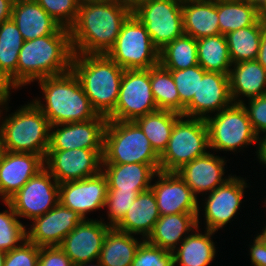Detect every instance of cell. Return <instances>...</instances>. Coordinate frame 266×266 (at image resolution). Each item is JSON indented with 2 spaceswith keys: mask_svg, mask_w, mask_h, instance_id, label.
Here are the masks:
<instances>
[{
  "mask_svg": "<svg viewBox=\"0 0 266 266\" xmlns=\"http://www.w3.org/2000/svg\"><path fill=\"white\" fill-rule=\"evenodd\" d=\"M71 70L93 109L108 117L115 110L124 69L107 54H74Z\"/></svg>",
  "mask_w": 266,
  "mask_h": 266,
  "instance_id": "obj_5",
  "label": "cell"
},
{
  "mask_svg": "<svg viewBox=\"0 0 266 266\" xmlns=\"http://www.w3.org/2000/svg\"><path fill=\"white\" fill-rule=\"evenodd\" d=\"M125 8L134 12L139 6L149 2L150 0H118Z\"/></svg>",
  "mask_w": 266,
  "mask_h": 266,
  "instance_id": "obj_50",
  "label": "cell"
},
{
  "mask_svg": "<svg viewBox=\"0 0 266 266\" xmlns=\"http://www.w3.org/2000/svg\"><path fill=\"white\" fill-rule=\"evenodd\" d=\"M211 1H215V2H223V1H238V0H211Z\"/></svg>",
  "mask_w": 266,
  "mask_h": 266,
  "instance_id": "obj_57",
  "label": "cell"
},
{
  "mask_svg": "<svg viewBox=\"0 0 266 266\" xmlns=\"http://www.w3.org/2000/svg\"><path fill=\"white\" fill-rule=\"evenodd\" d=\"M226 162L224 157L214 155L209 150L206 154L185 164L176 173L198 198L199 194L203 195L205 192L207 195L230 179L231 174L223 178Z\"/></svg>",
  "mask_w": 266,
  "mask_h": 266,
  "instance_id": "obj_22",
  "label": "cell"
},
{
  "mask_svg": "<svg viewBox=\"0 0 266 266\" xmlns=\"http://www.w3.org/2000/svg\"><path fill=\"white\" fill-rule=\"evenodd\" d=\"M4 94L3 90L0 88V98Z\"/></svg>",
  "mask_w": 266,
  "mask_h": 266,
  "instance_id": "obj_58",
  "label": "cell"
},
{
  "mask_svg": "<svg viewBox=\"0 0 266 266\" xmlns=\"http://www.w3.org/2000/svg\"><path fill=\"white\" fill-rule=\"evenodd\" d=\"M150 83L157 108L180 114V98L170 70L160 63L151 67Z\"/></svg>",
  "mask_w": 266,
  "mask_h": 266,
  "instance_id": "obj_37",
  "label": "cell"
},
{
  "mask_svg": "<svg viewBox=\"0 0 266 266\" xmlns=\"http://www.w3.org/2000/svg\"><path fill=\"white\" fill-rule=\"evenodd\" d=\"M3 204L8 210L0 212V251L7 253L27 240V226L18 220L8 201Z\"/></svg>",
  "mask_w": 266,
  "mask_h": 266,
  "instance_id": "obj_38",
  "label": "cell"
},
{
  "mask_svg": "<svg viewBox=\"0 0 266 266\" xmlns=\"http://www.w3.org/2000/svg\"><path fill=\"white\" fill-rule=\"evenodd\" d=\"M182 3L183 0H150L132 12L145 25L159 51L184 34Z\"/></svg>",
  "mask_w": 266,
  "mask_h": 266,
  "instance_id": "obj_10",
  "label": "cell"
},
{
  "mask_svg": "<svg viewBox=\"0 0 266 266\" xmlns=\"http://www.w3.org/2000/svg\"><path fill=\"white\" fill-rule=\"evenodd\" d=\"M241 1L252 3V4L259 6L262 0H241Z\"/></svg>",
  "mask_w": 266,
  "mask_h": 266,
  "instance_id": "obj_54",
  "label": "cell"
},
{
  "mask_svg": "<svg viewBox=\"0 0 266 266\" xmlns=\"http://www.w3.org/2000/svg\"><path fill=\"white\" fill-rule=\"evenodd\" d=\"M102 155L103 149L48 150L44 165L60 184L98 174L102 170Z\"/></svg>",
  "mask_w": 266,
  "mask_h": 266,
  "instance_id": "obj_13",
  "label": "cell"
},
{
  "mask_svg": "<svg viewBox=\"0 0 266 266\" xmlns=\"http://www.w3.org/2000/svg\"><path fill=\"white\" fill-rule=\"evenodd\" d=\"M180 98V114H184L185 106L192 100L199 79L206 72L199 64L183 70H170Z\"/></svg>",
  "mask_w": 266,
  "mask_h": 266,
  "instance_id": "obj_39",
  "label": "cell"
},
{
  "mask_svg": "<svg viewBox=\"0 0 266 266\" xmlns=\"http://www.w3.org/2000/svg\"><path fill=\"white\" fill-rule=\"evenodd\" d=\"M107 55L124 70L150 69L159 64V50L153 45L145 25L133 13L124 22Z\"/></svg>",
  "mask_w": 266,
  "mask_h": 266,
  "instance_id": "obj_9",
  "label": "cell"
},
{
  "mask_svg": "<svg viewBox=\"0 0 266 266\" xmlns=\"http://www.w3.org/2000/svg\"><path fill=\"white\" fill-rule=\"evenodd\" d=\"M131 14L118 0L81 2L70 28L73 53L107 54Z\"/></svg>",
  "mask_w": 266,
  "mask_h": 266,
  "instance_id": "obj_1",
  "label": "cell"
},
{
  "mask_svg": "<svg viewBox=\"0 0 266 266\" xmlns=\"http://www.w3.org/2000/svg\"><path fill=\"white\" fill-rule=\"evenodd\" d=\"M107 121L98 115L88 121L52 125L48 150L103 149Z\"/></svg>",
  "mask_w": 266,
  "mask_h": 266,
  "instance_id": "obj_15",
  "label": "cell"
},
{
  "mask_svg": "<svg viewBox=\"0 0 266 266\" xmlns=\"http://www.w3.org/2000/svg\"><path fill=\"white\" fill-rule=\"evenodd\" d=\"M14 0H0V24L11 19Z\"/></svg>",
  "mask_w": 266,
  "mask_h": 266,
  "instance_id": "obj_48",
  "label": "cell"
},
{
  "mask_svg": "<svg viewBox=\"0 0 266 266\" xmlns=\"http://www.w3.org/2000/svg\"><path fill=\"white\" fill-rule=\"evenodd\" d=\"M256 155L261 164L266 166V134L258 137ZM266 168V167H265Z\"/></svg>",
  "mask_w": 266,
  "mask_h": 266,
  "instance_id": "obj_49",
  "label": "cell"
},
{
  "mask_svg": "<svg viewBox=\"0 0 266 266\" xmlns=\"http://www.w3.org/2000/svg\"><path fill=\"white\" fill-rule=\"evenodd\" d=\"M258 8H259L260 18L266 21V0H262Z\"/></svg>",
  "mask_w": 266,
  "mask_h": 266,
  "instance_id": "obj_51",
  "label": "cell"
},
{
  "mask_svg": "<svg viewBox=\"0 0 266 266\" xmlns=\"http://www.w3.org/2000/svg\"><path fill=\"white\" fill-rule=\"evenodd\" d=\"M38 266H74L59 246L40 247Z\"/></svg>",
  "mask_w": 266,
  "mask_h": 266,
  "instance_id": "obj_45",
  "label": "cell"
},
{
  "mask_svg": "<svg viewBox=\"0 0 266 266\" xmlns=\"http://www.w3.org/2000/svg\"><path fill=\"white\" fill-rule=\"evenodd\" d=\"M230 95L233 103L266 94V69L257 60L241 61L232 64L229 73ZM241 96V97H240Z\"/></svg>",
  "mask_w": 266,
  "mask_h": 266,
  "instance_id": "obj_24",
  "label": "cell"
},
{
  "mask_svg": "<svg viewBox=\"0 0 266 266\" xmlns=\"http://www.w3.org/2000/svg\"><path fill=\"white\" fill-rule=\"evenodd\" d=\"M73 49L70 29L24 41L18 55L17 90L31 82L71 70Z\"/></svg>",
  "mask_w": 266,
  "mask_h": 266,
  "instance_id": "obj_2",
  "label": "cell"
},
{
  "mask_svg": "<svg viewBox=\"0 0 266 266\" xmlns=\"http://www.w3.org/2000/svg\"><path fill=\"white\" fill-rule=\"evenodd\" d=\"M183 31L195 39L220 34L218 2L183 0Z\"/></svg>",
  "mask_w": 266,
  "mask_h": 266,
  "instance_id": "obj_28",
  "label": "cell"
},
{
  "mask_svg": "<svg viewBox=\"0 0 266 266\" xmlns=\"http://www.w3.org/2000/svg\"><path fill=\"white\" fill-rule=\"evenodd\" d=\"M130 206L114 228L131 235L139 234L145 240L160 217L153 191L149 189L141 192Z\"/></svg>",
  "mask_w": 266,
  "mask_h": 266,
  "instance_id": "obj_27",
  "label": "cell"
},
{
  "mask_svg": "<svg viewBox=\"0 0 266 266\" xmlns=\"http://www.w3.org/2000/svg\"><path fill=\"white\" fill-rule=\"evenodd\" d=\"M257 62L266 69V21L261 19V42L256 58Z\"/></svg>",
  "mask_w": 266,
  "mask_h": 266,
  "instance_id": "obj_47",
  "label": "cell"
},
{
  "mask_svg": "<svg viewBox=\"0 0 266 266\" xmlns=\"http://www.w3.org/2000/svg\"><path fill=\"white\" fill-rule=\"evenodd\" d=\"M232 64L256 60L261 42V19L225 35Z\"/></svg>",
  "mask_w": 266,
  "mask_h": 266,
  "instance_id": "obj_35",
  "label": "cell"
},
{
  "mask_svg": "<svg viewBox=\"0 0 266 266\" xmlns=\"http://www.w3.org/2000/svg\"><path fill=\"white\" fill-rule=\"evenodd\" d=\"M132 266H174L173 253L143 240L134 256Z\"/></svg>",
  "mask_w": 266,
  "mask_h": 266,
  "instance_id": "obj_42",
  "label": "cell"
},
{
  "mask_svg": "<svg viewBox=\"0 0 266 266\" xmlns=\"http://www.w3.org/2000/svg\"><path fill=\"white\" fill-rule=\"evenodd\" d=\"M259 234L266 241V226L262 228V232H260Z\"/></svg>",
  "mask_w": 266,
  "mask_h": 266,
  "instance_id": "obj_55",
  "label": "cell"
},
{
  "mask_svg": "<svg viewBox=\"0 0 266 266\" xmlns=\"http://www.w3.org/2000/svg\"><path fill=\"white\" fill-rule=\"evenodd\" d=\"M6 259V253L3 251H0V266H4Z\"/></svg>",
  "mask_w": 266,
  "mask_h": 266,
  "instance_id": "obj_53",
  "label": "cell"
},
{
  "mask_svg": "<svg viewBox=\"0 0 266 266\" xmlns=\"http://www.w3.org/2000/svg\"><path fill=\"white\" fill-rule=\"evenodd\" d=\"M24 39L12 19L0 24V88L4 93L17 89V64Z\"/></svg>",
  "mask_w": 266,
  "mask_h": 266,
  "instance_id": "obj_25",
  "label": "cell"
},
{
  "mask_svg": "<svg viewBox=\"0 0 266 266\" xmlns=\"http://www.w3.org/2000/svg\"><path fill=\"white\" fill-rule=\"evenodd\" d=\"M158 110L154 100L150 69H127L121 79L115 110L108 120L134 121L136 118Z\"/></svg>",
  "mask_w": 266,
  "mask_h": 266,
  "instance_id": "obj_11",
  "label": "cell"
},
{
  "mask_svg": "<svg viewBox=\"0 0 266 266\" xmlns=\"http://www.w3.org/2000/svg\"><path fill=\"white\" fill-rule=\"evenodd\" d=\"M139 239L111 227L104 238L98 260L104 266H132L135 253L144 240L142 237Z\"/></svg>",
  "mask_w": 266,
  "mask_h": 266,
  "instance_id": "obj_31",
  "label": "cell"
},
{
  "mask_svg": "<svg viewBox=\"0 0 266 266\" xmlns=\"http://www.w3.org/2000/svg\"><path fill=\"white\" fill-rule=\"evenodd\" d=\"M197 216L198 213L160 215L146 240L150 244L173 252L198 227Z\"/></svg>",
  "mask_w": 266,
  "mask_h": 266,
  "instance_id": "obj_26",
  "label": "cell"
},
{
  "mask_svg": "<svg viewBox=\"0 0 266 266\" xmlns=\"http://www.w3.org/2000/svg\"><path fill=\"white\" fill-rule=\"evenodd\" d=\"M245 108L255 134H266V94L241 103Z\"/></svg>",
  "mask_w": 266,
  "mask_h": 266,
  "instance_id": "obj_44",
  "label": "cell"
},
{
  "mask_svg": "<svg viewBox=\"0 0 266 266\" xmlns=\"http://www.w3.org/2000/svg\"><path fill=\"white\" fill-rule=\"evenodd\" d=\"M182 115L170 110H156L138 117L134 122L149 139L155 152L161 156L167 148L175 122Z\"/></svg>",
  "mask_w": 266,
  "mask_h": 266,
  "instance_id": "obj_32",
  "label": "cell"
},
{
  "mask_svg": "<svg viewBox=\"0 0 266 266\" xmlns=\"http://www.w3.org/2000/svg\"><path fill=\"white\" fill-rule=\"evenodd\" d=\"M198 64L205 71L230 73L232 62L225 35L206 36L197 39Z\"/></svg>",
  "mask_w": 266,
  "mask_h": 266,
  "instance_id": "obj_33",
  "label": "cell"
},
{
  "mask_svg": "<svg viewBox=\"0 0 266 266\" xmlns=\"http://www.w3.org/2000/svg\"><path fill=\"white\" fill-rule=\"evenodd\" d=\"M10 94L4 93L0 98V119L3 120H0V150L33 153L45 159L50 137L47 117L33 101L20 106L14 113L8 114V117H2L3 109L7 112L9 110L7 105Z\"/></svg>",
  "mask_w": 266,
  "mask_h": 266,
  "instance_id": "obj_3",
  "label": "cell"
},
{
  "mask_svg": "<svg viewBox=\"0 0 266 266\" xmlns=\"http://www.w3.org/2000/svg\"><path fill=\"white\" fill-rule=\"evenodd\" d=\"M59 183L44 167L7 201L19 218L33 220L59 203Z\"/></svg>",
  "mask_w": 266,
  "mask_h": 266,
  "instance_id": "obj_12",
  "label": "cell"
},
{
  "mask_svg": "<svg viewBox=\"0 0 266 266\" xmlns=\"http://www.w3.org/2000/svg\"><path fill=\"white\" fill-rule=\"evenodd\" d=\"M149 164L160 171V156L134 121L108 120L103 144L102 164Z\"/></svg>",
  "mask_w": 266,
  "mask_h": 266,
  "instance_id": "obj_6",
  "label": "cell"
},
{
  "mask_svg": "<svg viewBox=\"0 0 266 266\" xmlns=\"http://www.w3.org/2000/svg\"><path fill=\"white\" fill-rule=\"evenodd\" d=\"M61 27L70 29L75 23L78 0H35Z\"/></svg>",
  "mask_w": 266,
  "mask_h": 266,
  "instance_id": "obj_40",
  "label": "cell"
},
{
  "mask_svg": "<svg viewBox=\"0 0 266 266\" xmlns=\"http://www.w3.org/2000/svg\"><path fill=\"white\" fill-rule=\"evenodd\" d=\"M37 82L45 104L39 97L33 102L47 117L50 126L88 121L98 116L72 70Z\"/></svg>",
  "mask_w": 266,
  "mask_h": 266,
  "instance_id": "obj_4",
  "label": "cell"
},
{
  "mask_svg": "<svg viewBox=\"0 0 266 266\" xmlns=\"http://www.w3.org/2000/svg\"><path fill=\"white\" fill-rule=\"evenodd\" d=\"M229 75L206 71L199 79L197 93L185 106V117L206 119L232 104ZM210 113V114H209Z\"/></svg>",
  "mask_w": 266,
  "mask_h": 266,
  "instance_id": "obj_18",
  "label": "cell"
},
{
  "mask_svg": "<svg viewBox=\"0 0 266 266\" xmlns=\"http://www.w3.org/2000/svg\"><path fill=\"white\" fill-rule=\"evenodd\" d=\"M44 167L41 155L0 150L1 196L7 201Z\"/></svg>",
  "mask_w": 266,
  "mask_h": 266,
  "instance_id": "obj_21",
  "label": "cell"
},
{
  "mask_svg": "<svg viewBox=\"0 0 266 266\" xmlns=\"http://www.w3.org/2000/svg\"><path fill=\"white\" fill-rule=\"evenodd\" d=\"M108 181L102 170L91 177L59 184V203L87 219L88 212L104 208Z\"/></svg>",
  "mask_w": 266,
  "mask_h": 266,
  "instance_id": "obj_17",
  "label": "cell"
},
{
  "mask_svg": "<svg viewBox=\"0 0 266 266\" xmlns=\"http://www.w3.org/2000/svg\"><path fill=\"white\" fill-rule=\"evenodd\" d=\"M158 181L151 184L160 215L177 213H198L197 224L199 226V199L193 194L190 187L176 172L158 171L155 174Z\"/></svg>",
  "mask_w": 266,
  "mask_h": 266,
  "instance_id": "obj_16",
  "label": "cell"
},
{
  "mask_svg": "<svg viewBox=\"0 0 266 266\" xmlns=\"http://www.w3.org/2000/svg\"><path fill=\"white\" fill-rule=\"evenodd\" d=\"M40 247L28 240L6 253L4 266H38Z\"/></svg>",
  "mask_w": 266,
  "mask_h": 266,
  "instance_id": "obj_43",
  "label": "cell"
},
{
  "mask_svg": "<svg viewBox=\"0 0 266 266\" xmlns=\"http://www.w3.org/2000/svg\"><path fill=\"white\" fill-rule=\"evenodd\" d=\"M250 246V259L252 266H266V241L258 233Z\"/></svg>",
  "mask_w": 266,
  "mask_h": 266,
  "instance_id": "obj_46",
  "label": "cell"
},
{
  "mask_svg": "<svg viewBox=\"0 0 266 266\" xmlns=\"http://www.w3.org/2000/svg\"><path fill=\"white\" fill-rule=\"evenodd\" d=\"M111 228L104 219H84L62 241L60 248L73 265L97 261L104 238Z\"/></svg>",
  "mask_w": 266,
  "mask_h": 266,
  "instance_id": "obj_20",
  "label": "cell"
},
{
  "mask_svg": "<svg viewBox=\"0 0 266 266\" xmlns=\"http://www.w3.org/2000/svg\"><path fill=\"white\" fill-rule=\"evenodd\" d=\"M207 149L210 150L205 119L182 115L175 122L167 148L160 156V171L176 172L209 152Z\"/></svg>",
  "mask_w": 266,
  "mask_h": 266,
  "instance_id": "obj_7",
  "label": "cell"
},
{
  "mask_svg": "<svg viewBox=\"0 0 266 266\" xmlns=\"http://www.w3.org/2000/svg\"><path fill=\"white\" fill-rule=\"evenodd\" d=\"M84 219L77 212L58 203L36 217L27 232V240L38 247L60 246L63 239Z\"/></svg>",
  "mask_w": 266,
  "mask_h": 266,
  "instance_id": "obj_19",
  "label": "cell"
},
{
  "mask_svg": "<svg viewBox=\"0 0 266 266\" xmlns=\"http://www.w3.org/2000/svg\"><path fill=\"white\" fill-rule=\"evenodd\" d=\"M199 228H195L172 252L174 266H208L213 262L217 254L212 240L215 232L205 229L203 234L199 233Z\"/></svg>",
  "mask_w": 266,
  "mask_h": 266,
  "instance_id": "obj_30",
  "label": "cell"
},
{
  "mask_svg": "<svg viewBox=\"0 0 266 266\" xmlns=\"http://www.w3.org/2000/svg\"><path fill=\"white\" fill-rule=\"evenodd\" d=\"M209 148L235 153L258 142L247 112L242 104L232 103L227 108L205 119Z\"/></svg>",
  "mask_w": 266,
  "mask_h": 266,
  "instance_id": "obj_8",
  "label": "cell"
},
{
  "mask_svg": "<svg viewBox=\"0 0 266 266\" xmlns=\"http://www.w3.org/2000/svg\"><path fill=\"white\" fill-rule=\"evenodd\" d=\"M96 264H93V261H92V262H87V263L76 264L74 266H104L99 260H97Z\"/></svg>",
  "mask_w": 266,
  "mask_h": 266,
  "instance_id": "obj_52",
  "label": "cell"
},
{
  "mask_svg": "<svg viewBox=\"0 0 266 266\" xmlns=\"http://www.w3.org/2000/svg\"><path fill=\"white\" fill-rule=\"evenodd\" d=\"M159 63L168 70L198 65L197 39L183 34L159 51Z\"/></svg>",
  "mask_w": 266,
  "mask_h": 266,
  "instance_id": "obj_36",
  "label": "cell"
},
{
  "mask_svg": "<svg viewBox=\"0 0 266 266\" xmlns=\"http://www.w3.org/2000/svg\"><path fill=\"white\" fill-rule=\"evenodd\" d=\"M80 3L81 2H87V1H107V0H78Z\"/></svg>",
  "mask_w": 266,
  "mask_h": 266,
  "instance_id": "obj_56",
  "label": "cell"
},
{
  "mask_svg": "<svg viewBox=\"0 0 266 266\" xmlns=\"http://www.w3.org/2000/svg\"><path fill=\"white\" fill-rule=\"evenodd\" d=\"M11 19L24 41L56 34L62 28L35 0H15Z\"/></svg>",
  "mask_w": 266,
  "mask_h": 266,
  "instance_id": "obj_23",
  "label": "cell"
},
{
  "mask_svg": "<svg viewBox=\"0 0 266 266\" xmlns=\"http://www.w3.org/2000/svg\"><path fill=\"white\" fill-rule=\"evenodd\" d=\"M260 19L259 8L255 4L241 0L218 2V23L221 35L255 25Z\"/></svg>",
  "mask_w": 266,
  "mask_h": 266,
  "instance_id": "obj_34",
  "label": "cell"
},
{
  "mask_svg": "<svg viewBox=\"0 0 266 266\" xmlns=\"http://www.w3.org/2000/svg\"><path fill=\"white\" fill-rule=\"evenodd\" d=\"M246 181L241 176L232 175L202 200L205 201L202 210L206 223L204 229L217 232L231 222L240 210L245 188L249 187Z\"/></svg>",
  "mask_w": 266,
  "mask_h": 266,
  "instance_id": "obj_14",
  "label": "cell"
},
{
  "mask_svg": "<svg viewBox=\"0 0 266 266\" xmlns=\"http://www.w3.org/2000/svg\"><path fill=\"white\" fill-rule=\"evenodd\" d=\"M141 192H126L120 189H108L104 208L107 209V224L114 227L126 214L130 205Z\"/></svg>",
  "mask_w": 266,
  "mask_h": 266,
  "instance_id": "obj_41",
  "label": "cell"
},
{
  "mask_svg": "<svg viewBox=\"0 0 266 266\" xmlns=\"http://www.w3.org/2000/svg\"><path fill=\"white\" fill-rule=\"evenodd\" d=\"M0 197L2 198V201H3V202L6 201V200L1 196V193H0Z\"/></svg>",
  "mask_w": 266,
  "mask_h": 266,
  "instance_id": "obj_59",
  "label": "cell"
},
{
  "mask_svg": "<svg viewBox=\"0 0 266 266\" xmlns=\"http://www.w3.org/2000/svg\"><path fill=\"white\" fill-rule=\"evenodd\" d=\"M102 172L108 181V189L126 192H144L151 188L157 173L149 164H102Z\"/></svg>",
  "mask_w": 266,
  "mask_h": 266,
  "instance_id": "obj_29",
  "label": "cell"
}]
</instances>
